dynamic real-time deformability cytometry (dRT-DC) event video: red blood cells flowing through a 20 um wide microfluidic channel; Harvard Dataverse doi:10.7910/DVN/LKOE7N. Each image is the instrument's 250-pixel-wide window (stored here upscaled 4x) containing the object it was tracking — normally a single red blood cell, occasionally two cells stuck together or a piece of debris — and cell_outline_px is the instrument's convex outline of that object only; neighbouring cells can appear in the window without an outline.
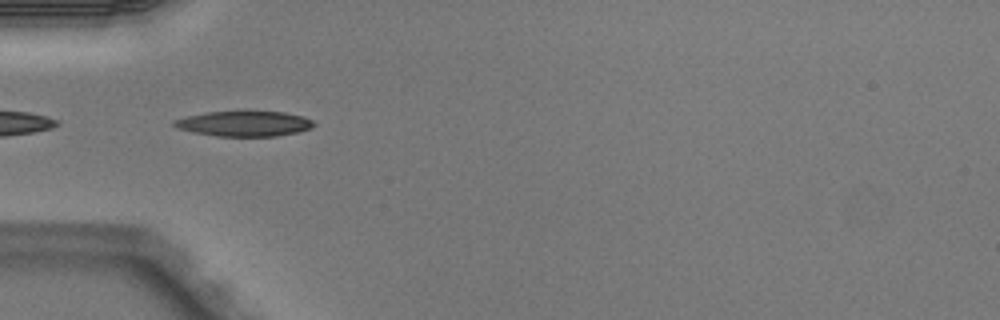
{"species": "Egyptian fruit bat (a non-hibernating species)", "species_latin": "Rousettus aegyptiacus", "temperature_condition": "warm", "stored_images_in_passage": 7, "camera_frame_rate_fps": 3000, "um_per_image_px": 0.085, "animal": {"sex": "male"}, "frame": {"image": 1, "passage_image": 5, "time_ms": 1.333, "image_size_px": [1000, 320], "cell_outline_px": [[316, 124], [312, 128], [300, 132], [276, 136], [220, 136], [196, 132], [176, 128], [172, 124], [172, 120], [204, 112], [284, 112], [304, 116], [312, 120]], "centroid_in_image_um": [20.8, 10.51], "position_along_channel_um": 64.2, "area_um2": 20.46}}
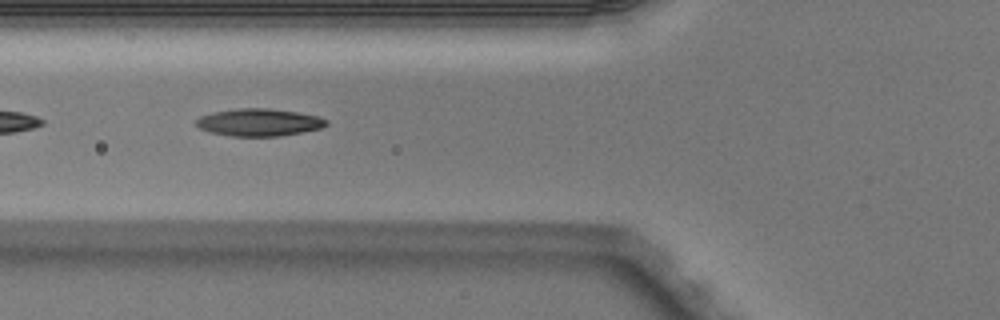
{"frame": {"image": 2, "passage_image": 6, "time_ms": 1.667, "image_size_px": [1000, 320], "cell_outline_px": [[328, 124], [320, 128], [280, 136], [232, 136], [208, 132], [200, 128], [196, 124], [196, 120], [200, 116], [212, 112], [236, 108], [268, 108], [296, 112], [320, 116], [328, 120]], "centroid_in_image_um": [22.0, 10.39], "position_along_channel_um": 103.8, "area_um2": 20.81}}
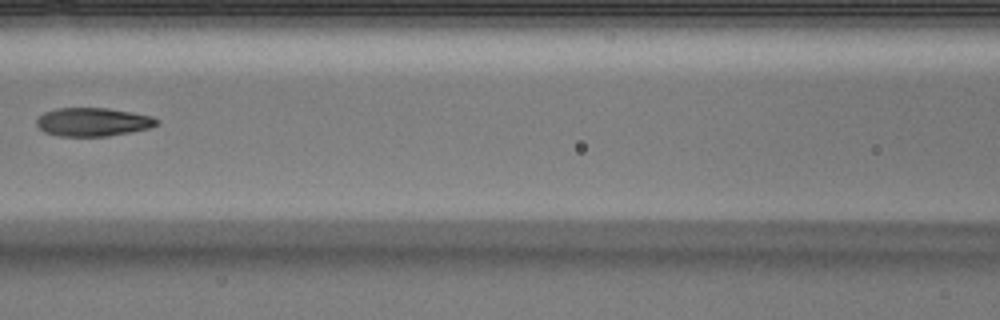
{"frame": {"image": 3, "passage_image": 7, "time_ms": 2.0, "image_size_px": [1000, 320], "cell_outline_px": [[160, 124], [148, 128], [108, 136], [60, 136], [44, 132], [36, 124], [36, 120], [44, 112], [56, 108], [108, 108], [132, 112], [152, 116], [160, 120]], "centroid_in_image_um": [7.91, 10.36], "position_along_channel_um": 158.7, "area_um2": 19.94}}